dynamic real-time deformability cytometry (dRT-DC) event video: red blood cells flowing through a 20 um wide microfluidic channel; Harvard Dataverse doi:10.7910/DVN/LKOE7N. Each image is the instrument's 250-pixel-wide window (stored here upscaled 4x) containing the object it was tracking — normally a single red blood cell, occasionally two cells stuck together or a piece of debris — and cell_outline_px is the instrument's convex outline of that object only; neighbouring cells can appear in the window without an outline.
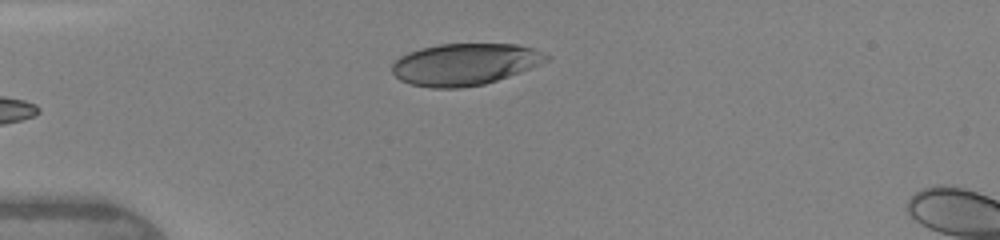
{"species": "human", "species_latin": "Homo sapiens", "temperature_condition": "warm", "stored_images_in_passage": 8, "camera_frame_rate_fps": 3000, "um_per_image_px": 0.085, "donor": {"sex": "female"}, "frame": {"image": 1, "passage_image": 8, "time_ms": 5.667, "image_size_px": [1000, 240], "cell_outline_px": [[552, 56], [548, 60], [520, 72], [484, 84], [460, 88], [432, 88], [412, 84], [400, 80], [392, 72], [392, 64], [400, 56], [408, 52], [420, 48], [440, 44], [516, 44], [532, 48]], "centroid_in_image_um": [39.49, 5.46], "position_along_channel_um": 45.5, "area_um2": 37.4}}